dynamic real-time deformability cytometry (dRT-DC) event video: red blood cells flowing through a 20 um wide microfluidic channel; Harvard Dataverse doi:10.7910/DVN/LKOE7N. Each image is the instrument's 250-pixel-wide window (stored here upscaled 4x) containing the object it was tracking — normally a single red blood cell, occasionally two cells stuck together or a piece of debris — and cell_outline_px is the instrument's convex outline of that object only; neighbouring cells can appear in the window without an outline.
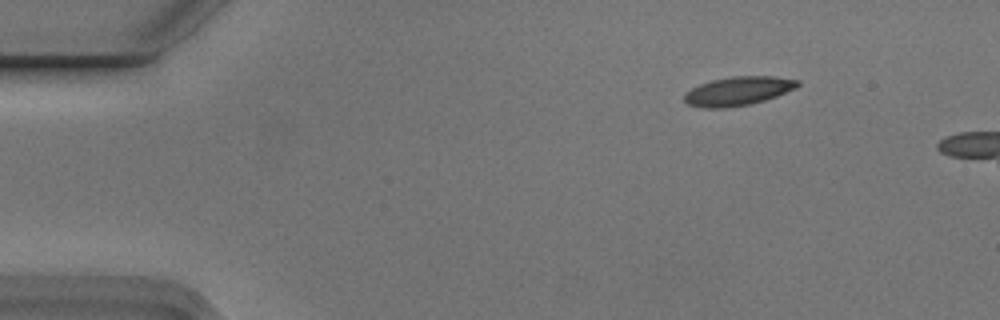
{"species": "Egyptian fruit bat (a non-hibernating species)", "species_latin": "Rousettus aegyptiacus", "temperature_condition": "cold", "stored_images_in_passage": 5, "camera_frame_rate_fps": 3000, "um_per_image_px": 0.085, "animal": {"sex": "male"}, "frame": {"image": 1, "passage_image": 2, "time_ms": 0.333, "image_size_px": [1000, 320], "cell_outline_px": [[800, 84], [796, 88], [776, 96], [764, 100], [748, 104], [724, 108], [704, 108], [688, 104], [684, 100], [684, 92], [700, 84], [712, 80], [732, 76], [776, 76], [800, 80]], "centroid_in_image_um": [62.74, 7.73], "position_along_channel_um": 22.3, "area_um2": 19.02}}